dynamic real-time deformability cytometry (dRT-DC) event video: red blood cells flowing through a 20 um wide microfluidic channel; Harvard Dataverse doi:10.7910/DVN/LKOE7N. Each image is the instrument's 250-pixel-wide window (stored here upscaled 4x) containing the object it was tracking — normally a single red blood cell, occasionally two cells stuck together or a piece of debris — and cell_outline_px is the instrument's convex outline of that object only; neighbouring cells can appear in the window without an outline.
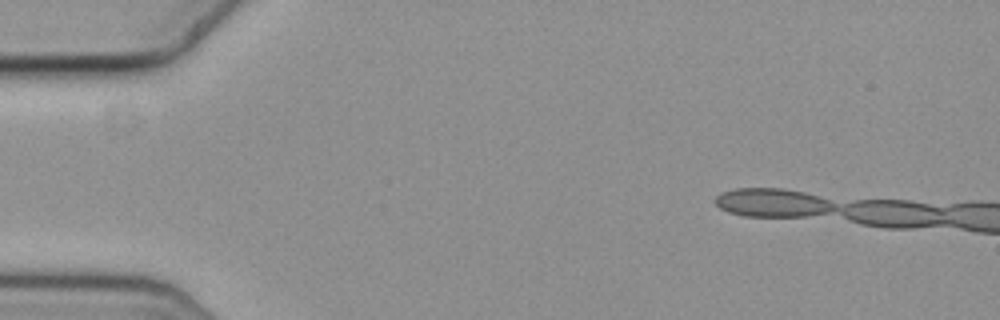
{"species": "common noctule bat (a hibernating species)", "species_latin": "Nyctalus noctula", "temperature_condition": "cold", "stored_images_in_passage": 7, "segment_of_instrument_passage": [2, 2], "camera_frame_rate_fps": 3000, "um_per_image_px": 0.085, "animal": {"sex": "female", "body_mass_g": 19.3, "forearm_length_mm": 54.1}, "frame": {"image": 1, "passage_image": 7, "time_ms": 2.0, "image_size_px": [1000, 320], "cell_outline_px": [[948, 220], [928, 224], [868, 224], [856, 220], [868, 200], [896, 200], [920, 204], [936, 208]], "centroid_in_image_um": [76.4, 18.12], "position_along_channel_um": 8.6, "area_um2": 12.37}}